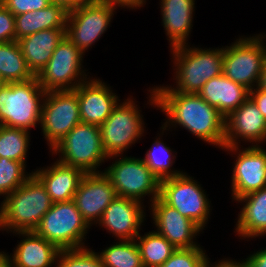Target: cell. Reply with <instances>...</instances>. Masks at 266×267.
I'll list each match as a JSON object with an SVG mask.
<instances>
[{"mask_svg":"<svg viewBox=\"0 0 266 267\" xmlns=\"http://www.w3.org/2000/svg\"><path fill=\"white\" fill-rule=\"evenodd\" d=\"M259 87L266 91V60H265V64H264V67H263V72H262V75H261V80H260V83H259Z\"/></svg>","mask_w":266,"mask_h":267,"instance_id":"cell-43","label":"cell"},{"mask_svg":"<svg viewBox=\"0 0 266 267\" xmlns=\"http://www.w3.org/2000/svg\"><path fill=\"white\" fill-rule=\"evenodd\" d=\"M68 12L59 5L49 4L37 10L38 27L40 30L66 28Z\"/></svg>","mask_w":266,"mask_h":267,"instance_id":"cell-34","label":"cell"},{"mask_svg":"<svg viewBox=\"0 0 266 267\" xmlns=\"http://www.w3.org/2000/svg\"><path fill=\"white\" fill-rule=\"evenodd\" d=\"M90 228L77 209L75 201L70 200L53 203L34 232L59 250H68L88 247L85 241Z\"/></svg>","mask_w":266,"mask_h":267,"instance_id":"cell-7","label":"cell"},{"mask_svg":"<svg viewBox=\"0 0 266 267\" xmlns=\"http://www.w3.org/2000/svg\"><path fill=\"white\" fill-rule=\"evenodd\" d=\"M135 241L144 267H160L177 249L155 230L140 233Z\"/></svg>","mask_w":266,"mask_h":267,"instance_id":"cell-28","label":"cell"},{"mask_svg":"<svg viewBox=\"0 0 266 267\" xmlns=\"http://www.w3.org/2000/svg\"><path fill=\"white\" fill-rule=\"evenodd\" d=\"M160 130L162 132L160 131V134L158 133L159 138H155L156 140H154L152 146L141 159L161 181L166 178L179 176L183 171L179 169L174 170V167H172L176 161L175 159H177V152L168 147L162 140L164 133L167 132L163 125L160 127Z\"/></svg>","mask_w":266,"mask_h":267,"instance_id":"cell-26","label":"cell"},{"mask_svg":"<svg viewBox=\"0 0 266 267\" xmlns=\"http://www.w3.org/2000/svg\"><path fill=\"white\" fill-rule=\"evenodd\" d=\"M90 0H50L52 4L62 6L67 12L75 10Z\"/></svg>","mask_w":266,"mask_h":267,"instance_id":"cell-42","label":"cell"},{"mask_svg":"<svg viewBox=\"0 0 266 267\" xmlns=\"http://www.w3.org/2000/svg\"><path fill=\"white\" fill-rule=\"evenodd\" d=\"M26 167L22 162L0 157V197L14 192L32 175Z\"/></svg>","mask_w":266,"mask_h":267,"instance_id":"cell-31","label":"cell"},{"mask_svg":"<svg viewBox=\"0 0 266 267\" xmlns=\"http://www.w3.org/2000/svg\"><path fill=\"white\" fill-rule=\"evenodd\" d=\"M118 6L89 1L68 12L65 36L84 54L110 27Z\"/></svg>","mask_w":266,"mask_h":267,"instance_id":"cell-12","label":"cell"},{"mask_svg":"<svg viewBox=\"0 0 266 267\" xmlns=\"http://www.w3.org/2000/svg\"><path fill=\"white\" fill-rule=\"evenodd\" d=\"M198 95L227 118L250 97V89L221 74L208 80Z\"/></svg>","mask_w":266,"mask_h":267,"instance_id":"cell-23","label":"cell"},{"mask_svg":"<svg viewBox=\"0 0 266 267\" xmlns=\"http://www.w3.org/2000/svg\"><path fill=\"white\" fill-rule=\"evenodd\" d=\"M147 104L166 115L163 122L167 131L184 128L199 140L222 149L225 141V118L198 94L179 93L172 89H147ZM171 129V130H170Z\"/></svg>","mask_w":266,"mask_h":267,"instance_id":"cell-1","label":"cell"},{"mask_svg":"<svg viewBox=\"0 0 266 267\" xmlns=\"http://www.w3.org/2000/svg\"><path fill=\"white\" fill-rule=\"evenodd\" d=\"M74 90L82 123L101 126L121 101L111 86L97 77L89 78Z\"/></svg>","mask_w":266,"mask_h":267,"instance_id":"cell-19","label":"cell"},{"mask_svg":"<svg viewBox=\"0 0 266 267\" xmlns=\"http://www.w3.org/2000/svg\"><path fill=\"white\" fill-rule=\"evenodd\" d=\"M211 259L202 246L176 251L160 267H208Z\"/></svg>","mask_w":266,"mask_h":267,"instance_id":"cell-33","label":"cell"},{"mask_svg":"<svg viewBox=\"0 0 266 267\" xmlns=\"http://www.w3.org/2000/svg\"><path fill=\"white\" fill-rule=\"evenodd\" d=\"M2 199L0 231L7 233L34 231L53 204L44 185L33 173L20 187Z\"/></svg>","mask_w":266,"mask_h":267,"instance_id":"cell-3","label":"cell"},{"mask_svg":"<svg viewBox=\"0 0 266 267\" xmlns=\"http://www.w3.org/2000/svg\"><path fill=\"white\" fill-rule=\"evenodd\" d=\"M266 34L239 36L223 47V74L252 90L259 86L266 60Z\"/></svg>","mask_w":266,"mask_h":267,"instance_id":"cell-6","label":"cell"},{"mask_svg":"<svg viewBox=\"0 0 266 267\" xmlns=\"http://www.w3.org/2000/svg\"><path fill=\"white\" fill-rule=\"evenodd\" d=\"M235 202L243 205L237 215L235 234L246 241L266 235V187L246 194Z\"/></svg>","mask_w":266,"mask_h":267,"instance_id":"cell-24","label":"cell"},{"mask_svg":"<svg viewBox=\"0 0 266 267\" xmlns=\"http://www.w3.org/2000/svg\"><path fill=\"white\" fill-rule=\"evenodd\" d=\"M241 141L251 146L266 142V119L250 97L225 118L224 147L242 146Z\"/></svg>","mask_w":266,"mask_h":267,"instance_id":"cell-17","label":"cell"},{"mask_svg":"<svg viewBox=\"0 0 266 267\" xmlns=\"http://www.w3.org/2000/svg\"><path fill=\"white\" fill-rule=\"evenodd\" d=\"M0 267H12L10 262L0 252Z\"/></svg>","mask_w":266,"mask_h":267,"instance_id":"cell-44","label":"cell"},{"mask_svg":"<svg viewBox=\"0 0 266 267\" xmlns=\"http://www.w3.org/2000/svg\"><path fill=\"white\" fill-rule=\"evenodd\" d=\"M15 40V16L0 2V43Z\"/></svg>","mask_w":266,"mask_h":267,"instance_id":"cell-37","label":"cell"},{"mask_svg":"<svg viewBox=\"0 0 266 267\" xmlns=\"http://www.w3.org/2000/svg\"><path fill=\"white\" fill-rule=\"evenodd\" d=\"M84 55L64 36L48 63L36 76L40 86L45 92L74 90L87 81L91 76L86 72L88 70L84 69Z\"/></svg>","mask_w":266,"mask_h":267,"instance_id":"cell-10","label":"cell"},{"mask_svg":"<svg viewBox=\"0 0 266 267\" xmlns=\"http://www.w3.org/2000/svg\"><path fill=\"white\" fill-rule=\"evenodd\" d=\"M196 0H161V23L164 27L169 47L186 45L193 29V15ZM188 41V42H187Z\"/></svg>","mask_w":266,"mask_h":267,"instance_id":"cell-21","label":"cell"},{"mask_svg":"<svg viewBox=\"0 0 266 267\" xmlns=\"http://www.w3.org/2000/svg\"><path fill=\"white\" fill-rule=\"evenodd\" d=\"M146 205L140 201L116 196L106 207L99 227L112 233L116 240H135L141 233L142 223L146 220Z\"/></svg>","mask_w":266,"mask_h":267,"instance_id":"cell-16","label":"cell"},{"mask_svg":"<svg viewBox=\"0 0 266 267\" xmlns=\"http://www.w3.org/2000/svg\"><path fill=\"white\" fill-rule=\"evenodd\" d=\"M55 267H104L97 252L92 248L60 250Z\"/></svg>","mask_w":266,"mask_h":267,"instance_id":"cell-32","label":"cell"},{"mask_svg":"<svg viewBox=\"0 0 266 267\" xmlns=\"http://www.w3.org/2000/svg\"><path fill=\"white\" fill-rule=\"evenodd\" d=\"M21 240L13 253L0 251L12 267H52L56 265L59 249L34 231H16Z\"/></svg>","mask_w":266,"mask_h":267,"instance_id":"cell-20","label":"cell"},{"mask_svg":"<svg viewBox=\"0 0 266 267\" xmlns=\"http://www.w3.org/2000/svg\"><path fill=\"white\" fill-rule=\"evenodd\" d=\"M35 76L28 69L16 40L0 43V79L3 83L28 81Z\"/></svg>","mask_w":266,"mask_h":267,"instance_id":"cell-27","label":"cell"},{"mask_svg":"<svg viewBox=\"0 0 266 267\" xmlns=\"http://www.w3.org/2000/svg\"><path fill=\"white\" fill-rule=\"evenodd\" d=\"M108 159H113V162L104 168L103 173L115 188L117 196L142 203L148 196L149 205L159 197L160 180L151 172L141 157L116 155Z\"/></svg>","mask_w":266,"mask_h":267,"instance_id":"cell-8","label":"cell"},{"mask_svg":"<svg viewBox=\"0 0 266 267\" xmlns=\"http://www.w3.org/2000/svg\"><path fill=\"white\" fill-rule=\"evenodd\" d=\"M149 206L155 231L164 236L175 248L189 249L200 246L196 236L203 231L194 221L184 217L175 208L157 197Z\"/></svg>","mask_w":266,"mask_h":267,"instance_id":"cell-15","label":"cell"},{"mask_svg":"<svg viewBox=\"0 0 266 267\" xmlns=\"http://www.w3.org/2000/svg\"><path fill=\"white\" fill-rule=\"evenodd\" d=\"M245 261L249 267H266V247L250 254Z\"/></svg>","mask_w":266,"mask_h":267,"instance_id":"cell-40","label":"cell"},{"mask_svg":"<svg viewBox=\"0 0 266 267\" xmlns=\"http://www.w3.org/2000/svg\"><path fill=\"white\" fill-rule=\"evenodd\" d=\"M250 98L257 105L263 117L266 119V91L257 86L250 90Z\"/></svg>","mask_w":266,"mask_h":267,"instance_id":"cell-39","label":"cell"},{"mask_svg":"<svg viewBox=\"0 0 266 267\" xmlns=\"http://www.w3.org/2000/svg\"><path fill=\"white\" fill-rule=\"evenodd\" d=\"M37 77L0 86V125L30 131L40 125L45 96Z\"/></svg>","mask_w":266,"mask_h":267,"instance_id":"cell-4","label":"cell"},{"mask_svg":"<svg viewBox=\"0 0 266 267\" xmlns=\"http://www.w3.org/2000/svg\"><path fill=\"white\" fill-rule=\"evenodd\" d=\"M222 150L236 157L231 176L232 201L266 187V150L263 146H242V149L226 146Z\"/></svg>","mask_w":266,"mask_h":267,"instance_id":"cell-14","label":"cell"},{"mask_svg":"<svg viewBox=\"0 0 266 267\" xmlns=\"http://www.w3.org/2000/svg\"><path fill=\"white\" fill-rule=\"evenodd\" d=\"M201 185L183 172L160 181L159 197L204 230L213 207Z\"/></svg>","mask_w":266,"mask_h":267,"instance_id":"cell-11","label":"cell"},{"mask_svg":"<svg viewBox=\"0 0 266 267\" xmlns=\"http://www.w3.org/2000/svg\"><path fill=\"white\" fill-rule=\"evenodd\" d=\"M30 131L0 125V157L27 165Z\"/></svg>","mask_w":266,"mask_h":267,"instance_id":"cell-30","label":"cell"},{"mask_svg":"<svg viewBox=\"0 0 266 267\" xmlns=\"http://www.w3.org/2000/svg\"><path fill=\"white\" fill-rule=\"evenodd\" d=\"M42 182L53 203L74 199L79 183L85 173L79 168L55 161L53 164L32 170Z\"/></svg>","mask_w":266,"mask_h":267,"instance_id":"cell-22","label":"cell"},{"mask_svg":"<svg viewBox=\"0 0 266 267\" xmlns=\"http://www.w3.org/2000/svg\"><path fill=\"white\" fill-rule=\"evenodd\" d=\"M90 1H95L99 3H108V4H113L118 7L122 8H127L129 10H135V9H140L141 7L143 8L144 5H146V0H90Z\"/></svg>","mask_w":266,"mask_h":267,"instance_id":"cell-38","label":"cell"},{"mask_svg":"<svg viewBox=\"0 0 266 267\" xmlns=\"http://www.w3.org/2000/svg\"><path fill=\"white\" fill-rule=\"evenodd\" d=\"M174 85L155 86L154 89H172L179 93L198 94L204 84L223 74V46L205 48L190 44L170 48Z\"/></svg>","mask_w":266,"mask_h":267,"instance_id":"cell-2","label":"cell"},{"mask_svg":"<svg viewBox=\"0 0 266 267\" xmlns=\"http://www.w3.org/2000/svg\"><path fill=\"white\" fill-rule=\"evenodd\" d=\"M209 261L208 267H249L248 263L243 259L241 261L240 259L237 261L235 259L223 258L221 260H218V262L212 263Z\"/></svg>","mask_w":266,"mask_h":267,"instance_id":"cell-41","label":"cell"},{"mask_svg":"<svg viewBox=\"0 0 266 267\" xmlns=\"http://www.w3.org/2000/svg\"><path fill=\"white\" fill-rule=\"evenodd\" d=\"M1 2L14 16L37 11L51 4L50 0H1Z\"/></svg>","mask_w":266,"mask_h":267,"instance_id":"cell-36","label":"cell"},{"mask_svg":"<svg viewBox=\"0 0 266 267\" xmlns=\"http://www.w3.org/2000/svg\"><path fill=\"white\" fill-rule=\"evenodd\" d=\"M80 122L75 90L45 93L41 107L40 128L50 150Z\"/></svg>","mask_w":266,"mask_h":267,"instance_id":"cell-13","label":"cell"},{"mask_svg":"<svg viewBox=\"0 0 266 267\" xmlns=\"http://www.w3.org/2000/svg\"><path fill=\"white\" fill-rule=\"evenodd\" d=\"M117 196L115 188L104 173L85 174L74 195L77 209L88 225L96 226L106 207Z\"/></svg>","mask_w":266,"mask_h":267,"instance_id":"cell-18","label":"cell"},{"mask_svg":"<svg viewBox=\"0 0 266 267\" xmlns=\"http://www.w3.org/2000/svg\"><path fill=\"white\" fill-rule=\"evenodd\" d=\"M65 29L40 30L17 40L28 69L34 76L41 72L52 57L57 45L65 36Z\"/></svg>","mask_w":266,"mask_h":267,"instance_id":"cell-25","label":"cell"},{"mask_svg":"<svg viewBox=\"0 0 266 267\" xmlns=\"http://www.w3.org/2000/svg\"><path fill=\"white\" fill-rule=\"evenodd\" d=\"M97 253L104 267H144L135 240H117Z\"/></svg>","mask_w":266,"mask_h":267,"instance_id":"cell-29","label":"cell"},{"mask_svg":"<svg viewBox=\"0 0 266 267\" xmlns=\"http://www.w3.org/2000/svg\"><path fill=\"white\" fill-rule=\"evenodd\" d=\"M132 97L128 96L123 102H119L111 115L99 126L107 157L124 155L127 149L145 136V119L136 104L138 101Z\"/></svg>","mask_w":266,"mask_h":267,"instance_id":"cell-9","label":"cell"},{"mask_svg":"<svg viewBox=\"0 0 266 267\" xmlns=\"http://www.w3.org/2000/svg\"><path fill=\"white\" fill-rule=\"evenodd\" d=\"M50 153L58 155L56 160L60 163L79 168L85 174L102 173L100 166L108 160L99 126L82 122L65 135Z\"/></svg>","mask_w":266,"mask_h":267,"instance_id":"cell-5","label":"cell"},{"mask_svg":"<svg viewBox=\"0 0 266 267\" xmlns=\"http://www.w3.org/2000/svg\"><path fill=\"white\" fill-rule=\"evenodd\" d=\"M39 31L37 11L26 12L15 16V40L34 34Z\"/></svg>","mask_w":266,"mask_h":267,"instance_id":"cell-35","label":"cell"}]
</instances>
